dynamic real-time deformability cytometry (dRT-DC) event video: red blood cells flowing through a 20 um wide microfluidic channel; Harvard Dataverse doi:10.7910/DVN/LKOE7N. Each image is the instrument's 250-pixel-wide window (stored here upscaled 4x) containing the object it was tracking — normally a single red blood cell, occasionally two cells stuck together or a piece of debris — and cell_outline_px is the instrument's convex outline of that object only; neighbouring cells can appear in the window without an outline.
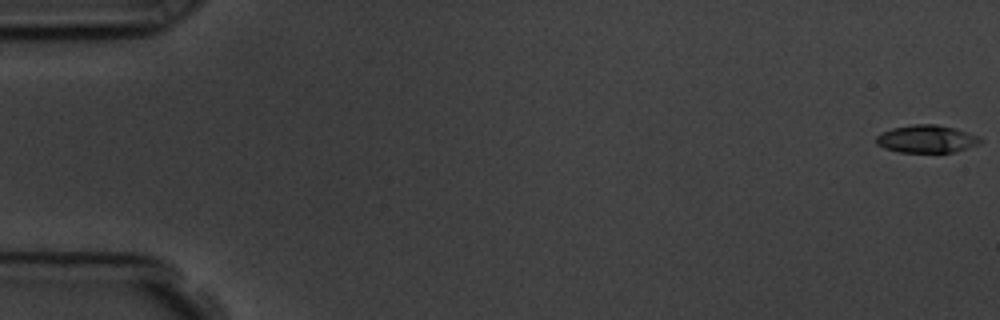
{"species": "common noctule bat (a hibernating species)", "species_latin": "Nyctalus noctula", "temperature_condition": "room temperature", "stored_images_in_passage": 58, "camera_frame_rate_fps": 3000, "um_per_image_px": 0.085, "animal": {"sex": "male", "body_mass_g": 19.5, "forearm_length_mm": 54.6}, "frame": {"image": 1, "passage_image": 1, "time_ms": 0.0, "image_size_px": [1000, 320], "cell_outline_px": [[984, 140], [980, 144], [956, 152], [900, 152], [884, 148], [876, 144], [876, 136], [892, 128], [912, 124], [936, 124], [952, 128], [980, 136]], "centroid_in_image_um": [78.79, 11.82], "position_along_channel_um": 6.2, "area_um2": 16.82}}
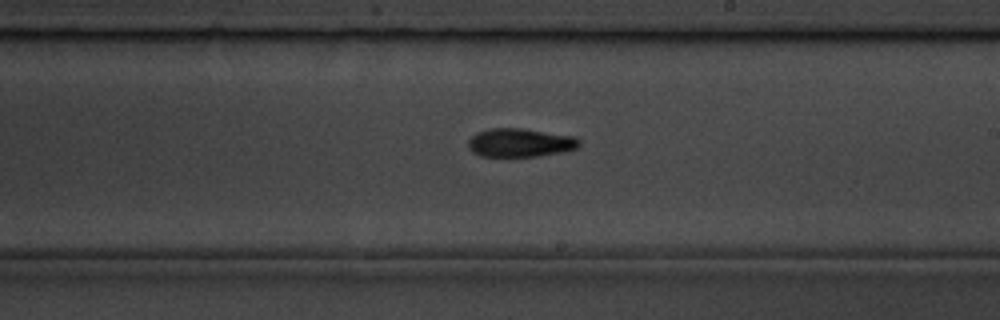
{"frame": {"image": 2, "passage_image": 34, "time_ms": 11.0, "image_size_px": [1000, 320], "cell_outline_px": [[580, 144], [576, 148], [564, 152], [540, 156], [480, 156], [472, 152], [468, 148], [468, 140], [476, 132], [492, 128], [520, 128], [576, 136], [580, 140]], "centroid_in_image_um": [44.21, 12.13], "position_along_channel_um": 244.8, "area_um2": 18.61}}
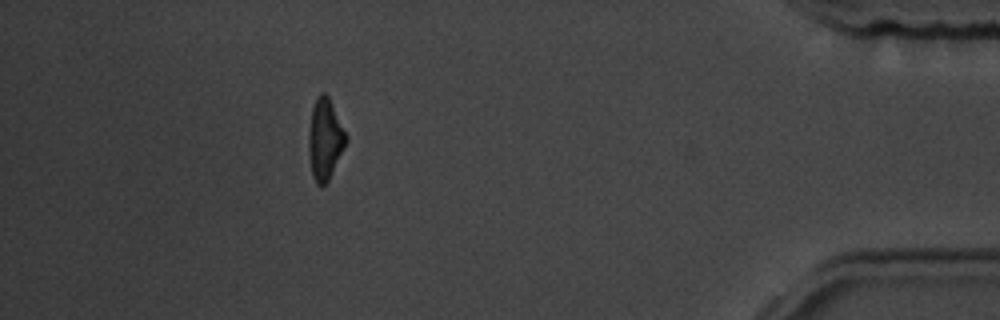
{"frame": {"image": 3, "passage_image": 52, "time_ms": 17.0, "image_size_px": [1000, 320], "cell_outline_px": [[348, 140], [328, 180], [324, 184], [316, 184], [312, 176], [308, 148], [308, 140], [312, 108], [316, 96], [320, 92], [324, 92], [328, 96], [348, 136]], "centroid_in_image_um": [27.62, 11.8], "position_along_channel_um": 407.6, "area_um2": 17.51}, "authors_computed_cell_mechanics": {"area_um2": 17.629, "velocity_mm_per_s": 3.5762, "shape_relaxation_time_tau1_ms": 3.593, "shape_relaxation_time_tau2_ms": null, "deformation_change_tau1": 0.1338, "deformation_change_tau2": null}}